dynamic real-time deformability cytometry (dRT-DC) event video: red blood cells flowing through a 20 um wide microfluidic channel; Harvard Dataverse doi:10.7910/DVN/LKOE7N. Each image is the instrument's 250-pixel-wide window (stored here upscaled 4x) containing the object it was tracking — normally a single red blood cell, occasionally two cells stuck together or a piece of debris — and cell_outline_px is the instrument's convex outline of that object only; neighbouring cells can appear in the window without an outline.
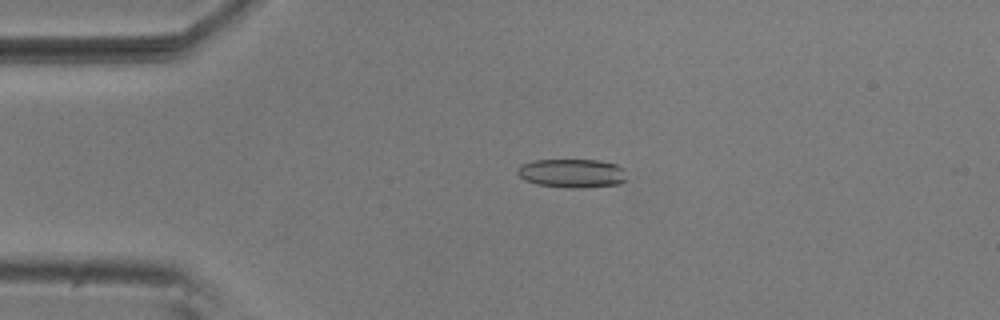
{"species": "common noctule bat (a hibernating species)", "species_latin": "Nyctalus noctula", "temperature_condition": "room temperature", "stored_images_in_passage": 4, "camera_frame_rate_fps": 3000, "um_per_image_px": 0.085, "animal": {"sex": "male", "body_mass_g": 20.5, "forearm_length_mm": 52.5}, "frame": {"image": 1, "passage_image": 3, "time_ms": 0.667, "image_size_px": [1000, 320], "cell_outline_px": [[628, 180], [620, 184], [584, 188], [564, 188], [536, 184], [524, 180], [516, 172], [520, 164], [536, 160], [596, 160], [616, 164], [624, 168]], "centroid_in_image_um": [48.65, 14.74], "position_along_channel_um": 36.4, "area_um2": 18.67}}